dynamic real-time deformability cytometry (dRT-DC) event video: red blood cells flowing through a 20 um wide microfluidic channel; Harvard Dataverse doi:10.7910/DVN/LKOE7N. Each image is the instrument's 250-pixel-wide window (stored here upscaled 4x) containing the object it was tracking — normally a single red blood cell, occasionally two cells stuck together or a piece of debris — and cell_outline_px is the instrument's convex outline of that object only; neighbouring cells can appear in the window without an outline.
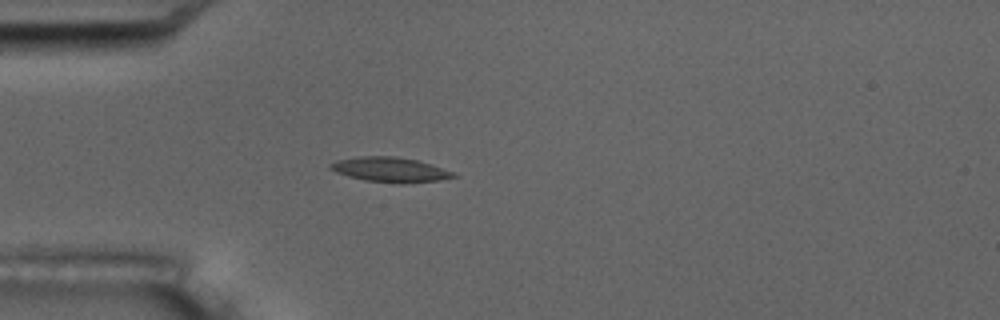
{"species": "common noctule bat (a hibernating species)", "species_latin": "Nyctalus noctula", "temperature_condition": "room temperature", "stored_images_in_passage": 3, "camera_frame_rate_fps": 3000, "um_per_image_px": 0.085, "animal": {"sex": "male", "body_mass_g": 17.5, "forearm_length_mm": 52.3}, "frame": {"image": 1, "passage_image": 3, "time_ms": 2.333, "image_size_px": [1000, 320], "cell_outline_px": [[460, 176], [440, 180], [364, 180], [348, 176], [336, 172], [328, 168], [328, 164], [336, 160], [360, 156], [396, 156], [416, 160], [456, 172]], "centroid_in_image_um": [33.11, 14.36], "position_along_channel_um": 51.9, "area_um2": 16.88}}